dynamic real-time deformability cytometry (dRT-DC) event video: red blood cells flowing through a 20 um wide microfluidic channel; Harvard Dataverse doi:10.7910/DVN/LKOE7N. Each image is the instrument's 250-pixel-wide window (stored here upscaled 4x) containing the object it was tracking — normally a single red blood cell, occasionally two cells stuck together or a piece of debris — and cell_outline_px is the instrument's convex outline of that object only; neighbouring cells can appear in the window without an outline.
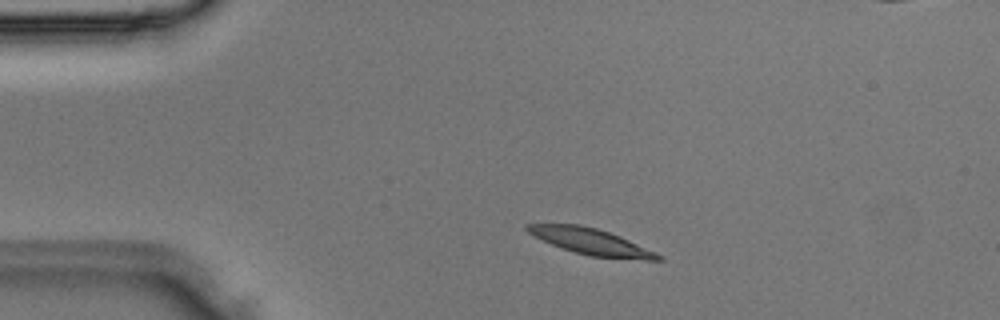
{"species": "Egyptian fruit bat (a non-hibernating species)", "species_latin": "Rousettus aegyptiacus", "temperature_condition": "room temperature", "stored_images_in_passage": 3, "camera_frame_rate_fps": 3000, "um_per_image_px": 0.085, "animal": {"sex": "male"}, "frame": {"image": 1, "passage_image": 2, "time_ms": 0.333, "image_size_px": [1000, 320], "cell_outline_px": [[664, 260], [644, 260], [588, 256], [552, 244], [528, 232], [524, 228], [524, 224], [580, 224], [596, 228], [620, 236], [656, 252], [664, 256]], "centroid_in_image_um": [50.29, 20.54], "position_along_channel_um": 34.7, "area_um2": 19.77}}